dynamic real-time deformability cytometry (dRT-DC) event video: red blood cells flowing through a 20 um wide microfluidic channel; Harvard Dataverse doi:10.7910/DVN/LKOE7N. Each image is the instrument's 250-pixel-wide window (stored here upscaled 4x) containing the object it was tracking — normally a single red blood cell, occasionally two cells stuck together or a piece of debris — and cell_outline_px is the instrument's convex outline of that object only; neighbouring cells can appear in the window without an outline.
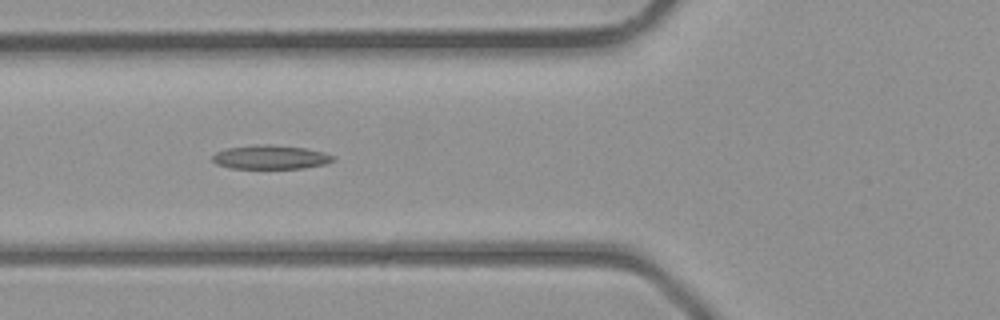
{"species": "common noctule bat (a hibernating species)", "species_latin": "Nyctalus noctula", "temperature_condition": "room temperature", "stored_images_in_passage": 36, "camera_frame_rate_fps": 3000, "um_per_image_px": 0.085, "animal": {"sex": "male", "body_mass_g": 23.1, "forearm_length_mm": 52.7}, "frame": {"image": 1, "passage_image": 11, "time_ms": 3.333, "image_size_px": [1000, 320], "cell_outline_px": [[336, 160], [324, 164], [304, 168], [232, 168], [216, 164], [212, 160], [212, 156], [216, 152], [228, 148], [256, 144], [268, 144], [308, 148], [324, 152], [336, 156]], "centroid_in_image_um": [23.04, 13.35], "position_along_channel_um": 102.8, "area_um2": 16.94}}
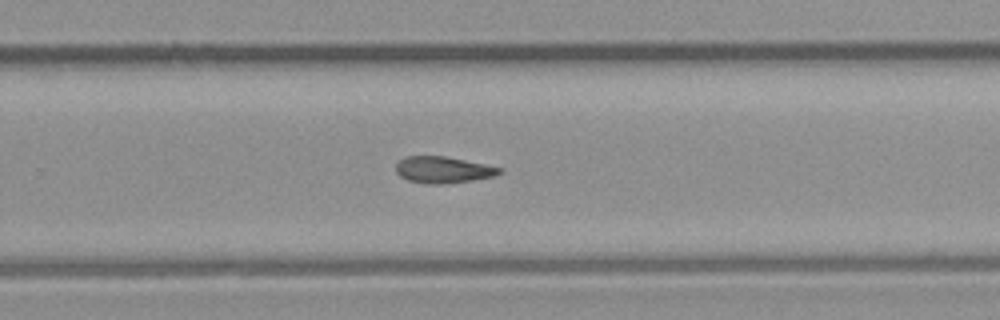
{"frame": {"image": 2, "passage_image": 22, "time_ms": 7.0, "image_size_px": [1000, 320], "cell_outline_px": [[504, 172], [492, 176], [472, 180], [440, 184], [424, 184], [408, 180], [400, 176], [396, 172], [396, 164], [400, 160], [408, 156], [444, 156], [504, 168]], "centroid_in_image_um": [37.66, 14.43], "position_along_channel_um": 292.1, "area_um2": 15.9}}
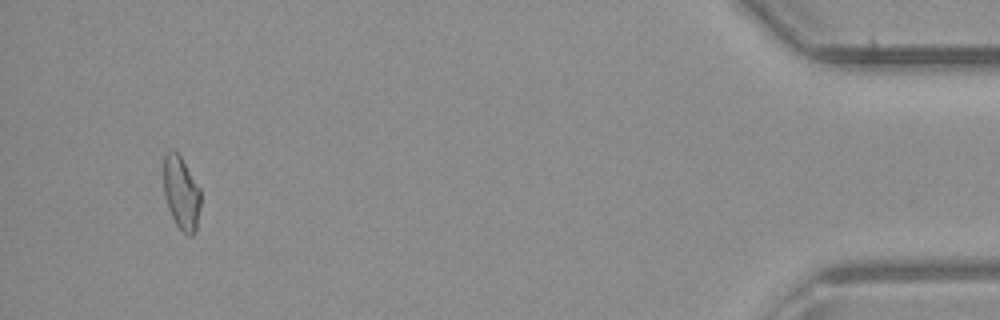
{"frame": {"image": 3, "passage_image": 34, "time_ms": 11.0, "image_size_px": [1000, 320], "cell_outline_px": [[200, 208], [196, 232], [192, 236], [188, 236], [176, 224], [168, 208], [164, 196], [164, 156], [168, 148], [172, 148], [180, 156], [200, 188]], "centroid_in_image_um": [15.41, 16.4], "position_along_channel_um": 419.8, "area_um2": 15.9}}